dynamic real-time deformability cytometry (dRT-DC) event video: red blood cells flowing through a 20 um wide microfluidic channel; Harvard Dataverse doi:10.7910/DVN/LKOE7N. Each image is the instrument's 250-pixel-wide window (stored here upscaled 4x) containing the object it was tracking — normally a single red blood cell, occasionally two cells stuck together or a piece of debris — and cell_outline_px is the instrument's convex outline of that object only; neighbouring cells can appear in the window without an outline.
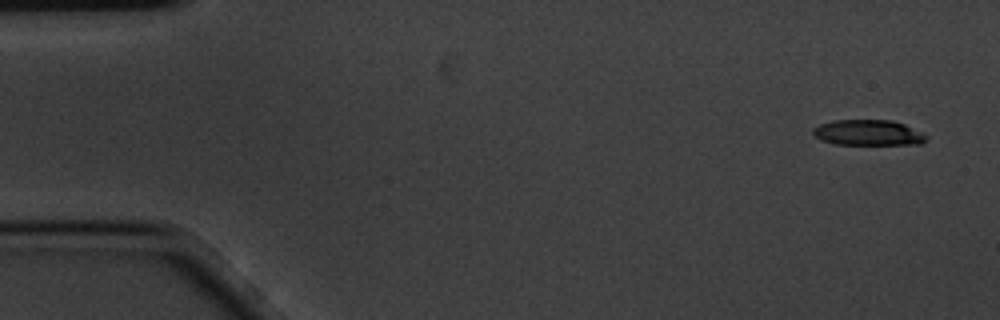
{"species": "common noctule bat (a hibernating species)", "species_latin": "Nyctalus noctula", "temperature_condition": "cold", "stored_images_in_passage": 6, "camera_frame_rate_fps": 3000, "um_per_image_px": 0.085, "animal": {"sex": "male", "body_mass_g": 20.1, "forearm_length_mm": 53.5}, "frame": {"image": 1, "passage_image": 1, "time_ms": 0.0, "image_size_px": [1000, 320], "cell_outline_px": [[928, 140], [920, 144], [836, 144], [820, 140], [812, 132], [812, 128], [820, 124], [832, 120], [892, 120], [904, 124], [928, 136]], "centroid_in_image_um": [73.78, 11.27], "position_along_channel_um": 11.2, "area_um2": 16.88}}